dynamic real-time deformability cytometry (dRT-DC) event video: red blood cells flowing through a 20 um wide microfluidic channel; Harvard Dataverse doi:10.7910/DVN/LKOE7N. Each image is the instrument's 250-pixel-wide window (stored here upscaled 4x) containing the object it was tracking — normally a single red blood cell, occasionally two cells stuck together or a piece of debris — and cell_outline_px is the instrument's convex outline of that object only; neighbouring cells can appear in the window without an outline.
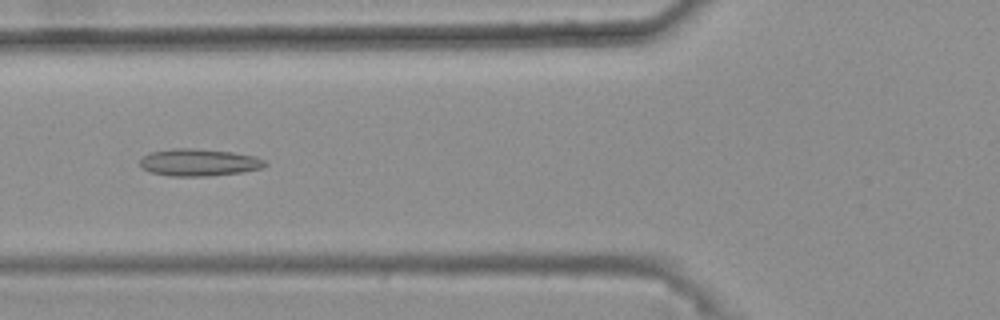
{"species": "common noctule bat (a hibernating species)", "species_latin": "Nyctalus noctula", "temperature_condition": "warm", "stored_images_in_passage": 34, "camera_frame_rate_fps": 3000, "um_per_image_px": 0.085, "animal": {"sex": "female", "body_mass_g": 25.1}, "frame": {"image": 1, "passage_image": 7, "time_ms": 2.0, "image_size_px": [1000, 320], "cell_outline_px": [[268, 164], [260, 168], [240, 172], [208, 176], [172, 176], [152, 172], [144, 168], [140, 164], [140, 160], [144, 156], [152, 152], [172, 148], [196, 148], [232, 152], [252, 156], [264, 160]], "centroid_in_image_um": [16.9, 13.8], "position_along_channel_um": 108.9, "area_um2": 19.48}}
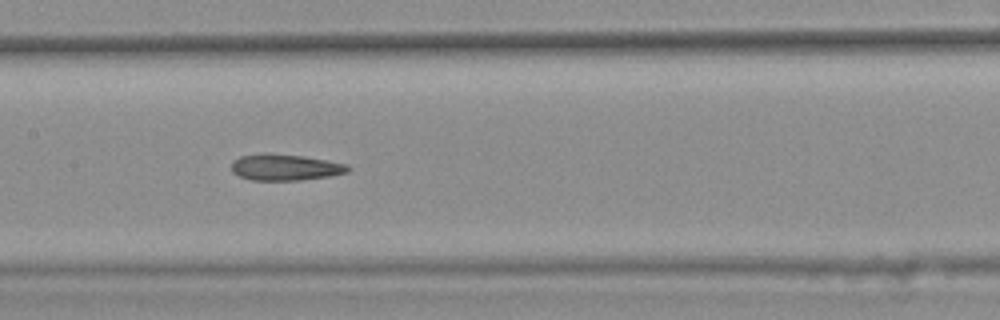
{"frame": {"image": 2, "passage_image": 13, "time_ms": 4.0, "image_size_px": [1000, 320], "cell_outline_px": [[352, 168], [348, 172], [332, 176], [300, 180], [252, 180], [240, 176], [232, 172], [232, 160], [240, 156], [264, 152], [268, 152], [304, 156], [328, 160], [348, 164]], "centroid_in_image_um": [24.27, 14.2], "position_along_channel_um": 183.1, "area_um2": 18.21}}
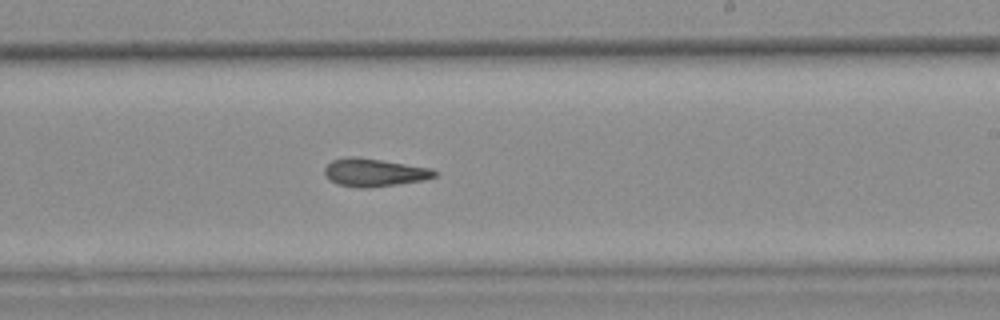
{"frame": {"image": 3, "passage_image": 19, "time_ms": 6.0, "image_size_px": [1000, 320], "cell_outline_px": [[436, 176], [424, 180], [396, 184], [364, 188], [360, 188], [340, 184], [324, 176], [324, 168], [332, 160], [348, 156], [356, 156], [432, 168], [436, 172]], "centroid_in_image_um": [31.8, 14.64], "position_along_channel_um": 257.2, "area_um2": 17.74}, "authors_computed_cell_mechanics": {"area_um2": 17.8024, "velocity_mm_per_s": 3.7129, "shape_relaxation_time_tau1_ms": null, "shape_relaxation_time_tau2_ms": 4.2989, "deformation_change_tau1": null, "deformation_change_tau2": 0.1415}}